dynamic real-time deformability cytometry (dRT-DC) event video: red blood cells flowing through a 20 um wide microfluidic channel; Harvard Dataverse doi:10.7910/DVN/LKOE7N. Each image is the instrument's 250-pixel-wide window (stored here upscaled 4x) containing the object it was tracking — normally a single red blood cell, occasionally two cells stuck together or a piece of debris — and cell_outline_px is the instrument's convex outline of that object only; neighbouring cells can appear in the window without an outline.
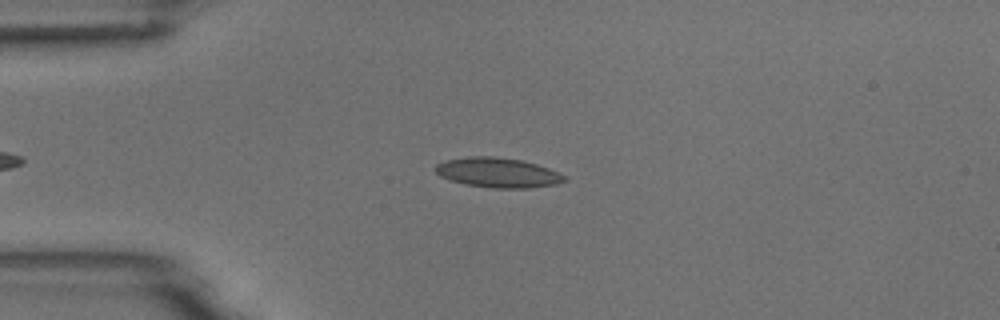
{"species": "common noctule bat (a hibernating species)", "species_latin": "Nyctalus noctula", "temperature_condition": "room temperature", "stored_images_in_passage": 50, "camera_frame_rate_fps": 3000, "um_per_image_px": 0.085, "animal": {"sex": "male", "body_mass_g": 18.8}, "frame": {"image": 1, "passage_image": 13, "time_ms": 4.0, "image_size_px": [1000, 320], "cell_outline_px": [[568, 180], [556, 184], [528, 188], [492, 188], [468, 184], [448, 180], [440, 176], [436, 172], [436, 164], [444, 160], [468, 156], [492, 156], [520, 160], [536, 164], [548, 168], [568, 176]], "centroid_in_image_um": [42.32, 14.67], "position_along_channel_um": 42.7, "area_um2": 22.43}}
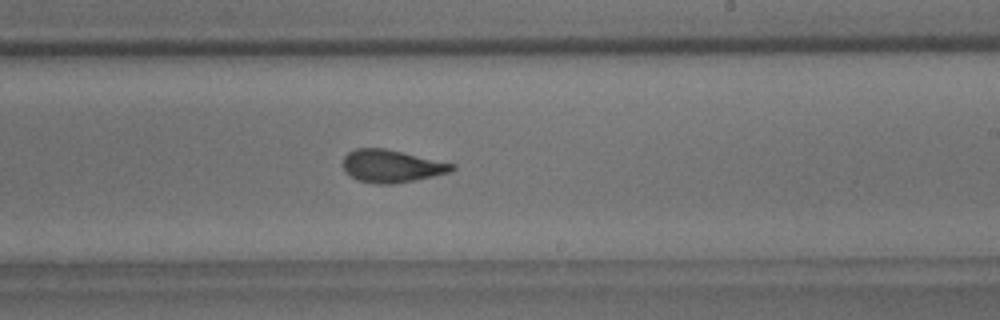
{"frame": {"image": 2, "passage_image": 32, "time_ms": 10.333, "image_size_px": [1000, 320], "cell_outline_px": [[456, 168], [452, 172], [392, 184], [380, 184], [356, 180], [344, 168], [344, 156], [348, 152], [356, 148], [384, 148], [404, 152], [456, 164]], "centroid_in_image_um": [33.32, 14.1], "position_along_channel_um": 255.7, "area_um2": 20.58}}
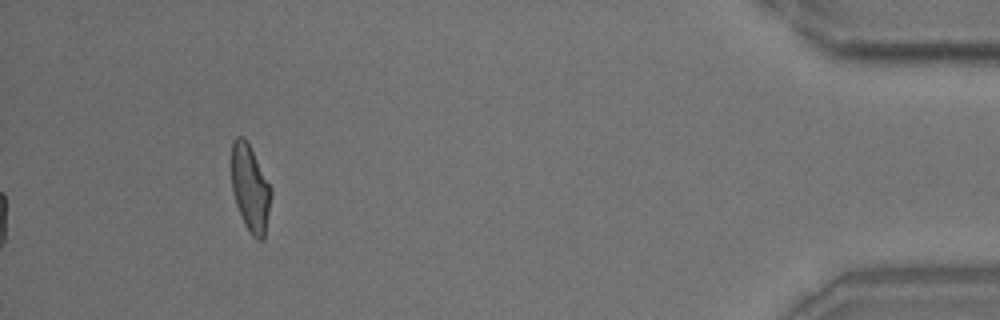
{"frame": {"image": 3, "passage_image": 50, "time_ms": 16.333, "image_size_px": [1000, 320], "cell_outline_px": [[272, 192], [264, 240], [256, 240], [252, 236], [244, 224], [236, 204], [232, 192], [232, 140], [236, 136], [244, 136], [272, 188]], "centroid_in_image_um": [21.27, 16.02], "position_along_channel_um": 413.9, "area_um2": 20.0}, "authors_computed_cell_mechanics": {"area_um2": 20.808, "velocity_mm_per_s": 3.7058, "shape_relaxation_time_tau1_ms": 4.2902, "shape_relaxation_time_tau2_ms": 1.3776, "deformation_change_tau1": 0.1311, "deformation_change_tau2": 0.0855}}